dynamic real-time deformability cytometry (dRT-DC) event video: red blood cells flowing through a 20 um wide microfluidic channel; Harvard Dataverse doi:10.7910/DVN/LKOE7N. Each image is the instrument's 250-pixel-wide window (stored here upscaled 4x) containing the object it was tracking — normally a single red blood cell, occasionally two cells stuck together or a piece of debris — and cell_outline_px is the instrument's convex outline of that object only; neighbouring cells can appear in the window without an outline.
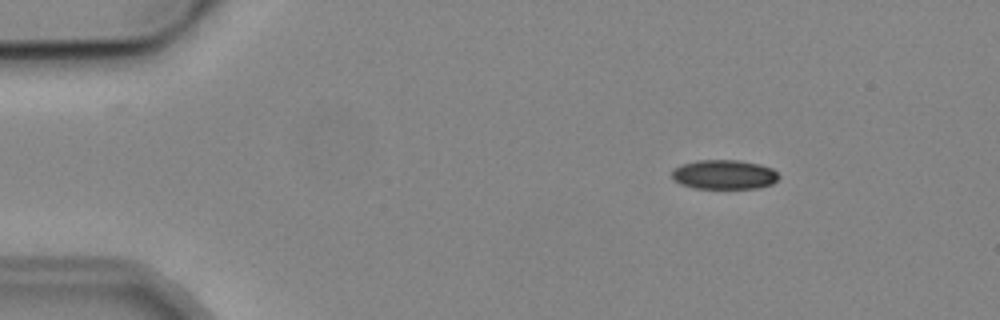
{"species": "common noctule bat (a hibernating species)", "species_latin": "Nyctalus noctula", "temperature_condition": "cold", "stored_images_in_passage": 4, "camera_frame_rate_fps": 3000, "um_per_image_px": 0.085, "animal": {"sex": "male", "body_mass_g": 19.2, "forearm_length_mm": 51.8}, "frame": {"image": 1, "passage_image": 2, "time_ms": 1.0, "image_size_px": [1000, 320], "cell_outline_px": [[780, 176], [772, 184], [760, 188], [696, 188], [680, 184], [672, 180], [672, 172], [680, 164], [696, 160], [736, 160], [760, 164], [772, 168]], "centroid_in_image_um": [61.54, 14.83], "position_along_channel_um": 23.5, "area_um2": 18.38}}
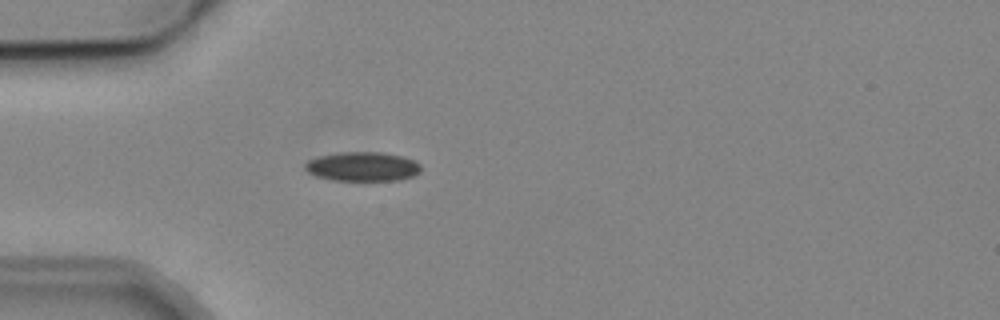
{"frame": {"image": 2, "passage_image": 4, "time_ms": 3.667, "image_size_px": [1000, 320], "cell_outline_px": [[420, 172], [412, 176], [400, 180], [336, 180], [316, 176], [308, 172], [304, 168], [304, 164], [308, 160], [320, 156], [340, 152], [384, 152], [404, 156], [416, 160], [420, 164]], "centroid_in_image_um": [30.85, 14.14], "position_along_channel_um": 54.2, "area_um2": 19.83}}